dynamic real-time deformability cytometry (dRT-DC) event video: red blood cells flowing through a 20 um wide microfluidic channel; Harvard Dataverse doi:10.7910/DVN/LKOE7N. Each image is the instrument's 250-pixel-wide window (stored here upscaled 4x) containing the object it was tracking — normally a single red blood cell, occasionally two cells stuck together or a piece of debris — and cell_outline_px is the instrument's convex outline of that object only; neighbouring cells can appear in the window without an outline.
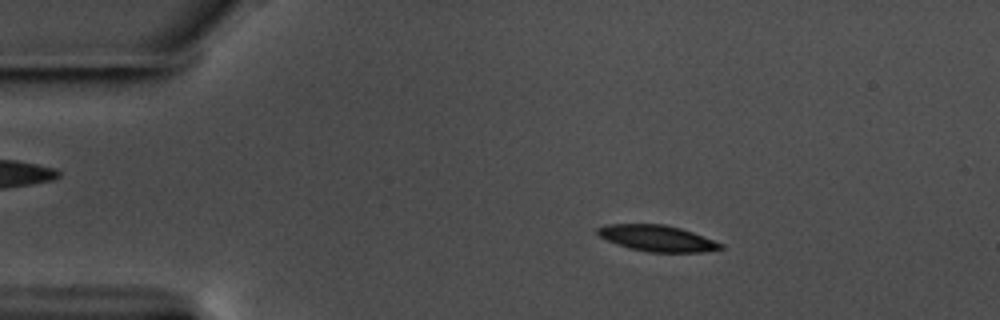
{"species": "common noctule bat (a hibernating species)", "species_latin": "Nyctalus noctula", "temperature_condition": "warm", "stored_images_in_passage": 58, "camera_frame_rate_fps": 3000, "um_per_image_px": 0.085, "animal": {"sex": "male", "body_mass_g": 17.5, "forearm_length_mm": 52.3}, "frame": {"image": 1, "passage_image": 11, "time_ms": 3.333, "image_size_px": [1000, 320], "cell_outline_px": [[724, 248], [704, 252], [648, 252], [628, 248], [616, 244], [600, 236], [596, 232], [596, 228], [608, 224], [664, 224], [680, 228], [692, 232], [724, 244]], "centroid_in_image_um": [55.86, 20.26], "position_along_channel_um": 29.1, "area_um2": 18.73}}
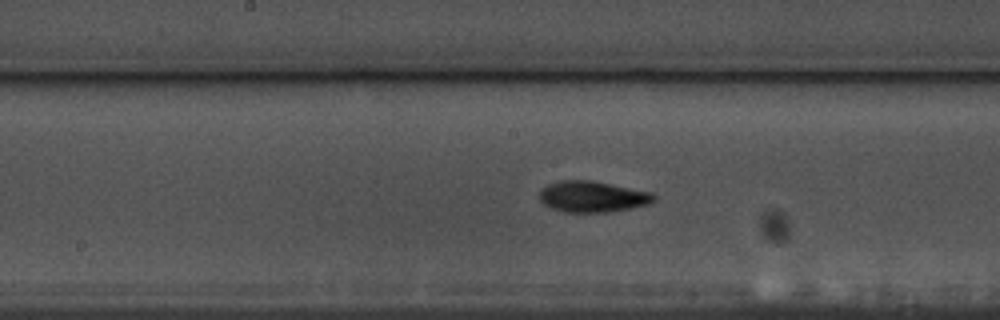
{"frame": {"image": 2, "passage_image": 30, "time_ms": 9.667, "image_size_px": [1000, 320], "cell_outline_px": [[656, 200], [648, 204], [612, 212], [564, 212], [552, 208], [544, 204], [540, 200], [540, 192], [548, 184], [560, 180], [592, 180], [652, 192], [656, 196]], "centroid_in_image_um": [50.39, 16.71], "position_along_channel_um": 197.8, "area_um2": 20.75}}
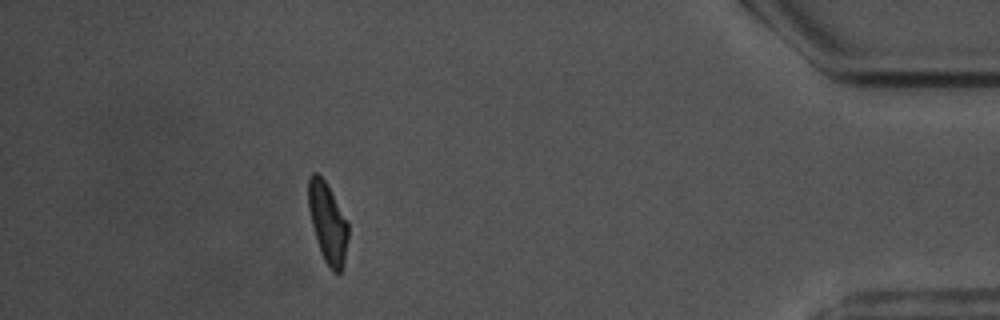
{"frame": {"image": 3, "passage_image": 52, "time_ms": 17.0, "image_size_px": [1000, 320], "cell_outline_px": [[348, 236], [344, 260], [340, 272], [332, 272], [324, 260], [320, 252], [316, 240], [308, 208], [308, 176], [312, 172], [316, 172], [324, 180], [348, 224]], "centroid_in_image_um": [27.82, 18.94], "position_along_channel_um": 407.4, "area_um2": 18.21}, "authors_computed_cell_mechanics": {"area_um2": 19.1029, "velocity_mm_per_s": 3.5753, "shape_relaxation_time_tau1_ms": 3.0823, "shape_relaxation_time_tau2_ms": 3.4988, "deformation_change_tau1": 0.1422, "deformation_change_tau2": 0.0861}}